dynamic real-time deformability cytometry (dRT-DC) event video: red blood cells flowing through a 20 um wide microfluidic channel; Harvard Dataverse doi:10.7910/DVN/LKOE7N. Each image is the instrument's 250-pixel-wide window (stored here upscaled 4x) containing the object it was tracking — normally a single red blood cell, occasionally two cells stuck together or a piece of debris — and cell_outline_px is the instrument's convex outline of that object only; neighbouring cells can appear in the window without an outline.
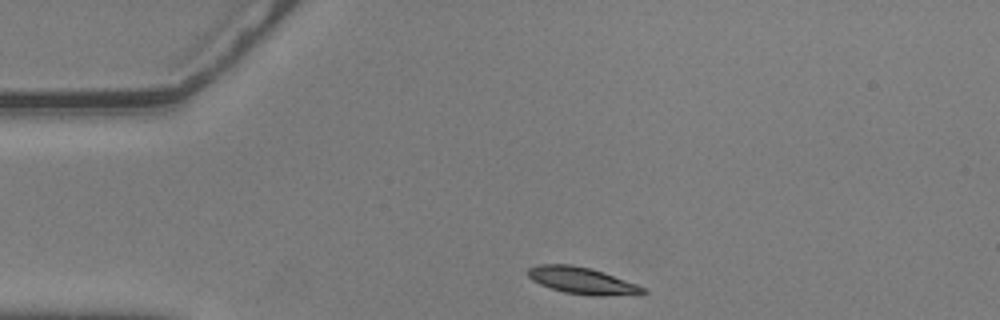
{"species": "common noctule bat (a hibernating species)", "species_latin": "Nyctalus noctula", "temperature_condition": "warm", "stored_images_in_passage": 7, "camera_frame_rate_fps": 3000, "um_per_image_px": 0.085, "animal": {"sex": "male", "body_mass_g": 20.5, "forearm_length_mm": 52.5}, "frame": {"image": 1, "passage_image": 1, "time_ms": 0.0, "image_size_px": [1000, 320], "cell_outline_px": [[648, 292], [640, 296], [592, 296], [564, 292], [540, 284], [532, 280], [528, 276], [528, 268], [536, 264], [572, 264], [592, 268], [604, 272], [636, 284], [644, 288]], "centroid_in_image_um": [49.54, 23.87], "position_along_channel_um": 35.5, "area_um2": 18.32}}
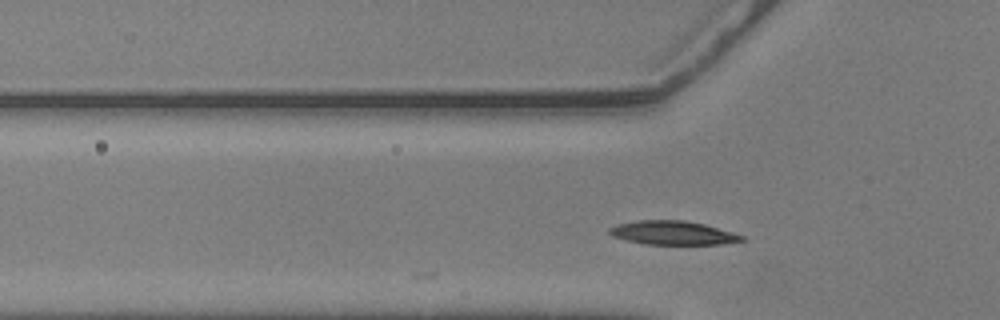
{"frame": {"image": 2, "passage_image": 7, "time_ms": 2.0, "image_size_px": [1000, 320], "cell_outline_px": [[744, 240], [720, 244], [644, 244], [612, 236], [608, 232], [608, 228], [616, 224], [636, 220], [684, 220], [704, 224], [732, 232], [744, 236]], "centroid_in_image_um": [57.14, 19.78], "position_along_channel_um": 68.7, "area_um2": 18.26}}